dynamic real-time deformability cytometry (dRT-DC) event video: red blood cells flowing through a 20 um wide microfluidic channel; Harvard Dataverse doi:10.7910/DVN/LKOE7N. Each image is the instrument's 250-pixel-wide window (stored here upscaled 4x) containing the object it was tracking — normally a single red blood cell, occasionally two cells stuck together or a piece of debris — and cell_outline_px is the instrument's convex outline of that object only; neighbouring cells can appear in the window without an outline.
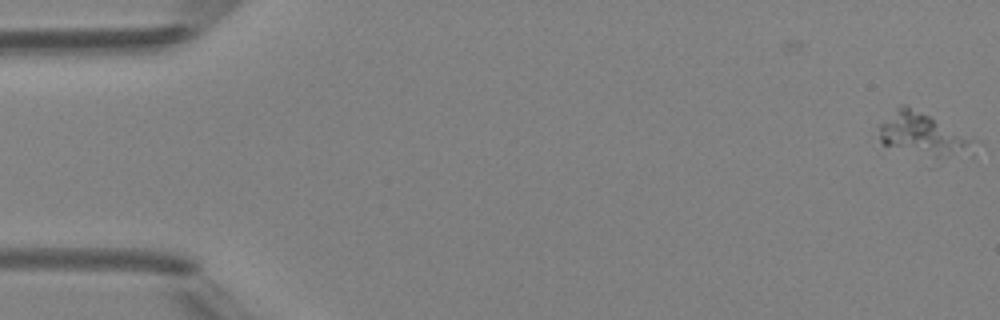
{"species": "Egyptian fruit bat (a non-hibernating species)", "species_latin": "Rousettus aegyptiacus", "temperature_condition": "room temperature", "stored_images_in_passage": 2, "camera_frame_rate_fps": 3000, "um_per_image_px": 0.085, "animal": {"sex": "female"}, "frame": {"image": 1, "passage_image": 2, "time_ms": 1.0, "image_size_px": [1000, 320], "cell_outline_px": [[976, 140], [940, 156], [936, 156], [880, 144], [880, 124], [900, 104], [904, 104], [972, 136]], "centroid_in_image_um": [78.25, 11.29], "position_along_channel_um": 6.7, "area_um2": 21.27}}